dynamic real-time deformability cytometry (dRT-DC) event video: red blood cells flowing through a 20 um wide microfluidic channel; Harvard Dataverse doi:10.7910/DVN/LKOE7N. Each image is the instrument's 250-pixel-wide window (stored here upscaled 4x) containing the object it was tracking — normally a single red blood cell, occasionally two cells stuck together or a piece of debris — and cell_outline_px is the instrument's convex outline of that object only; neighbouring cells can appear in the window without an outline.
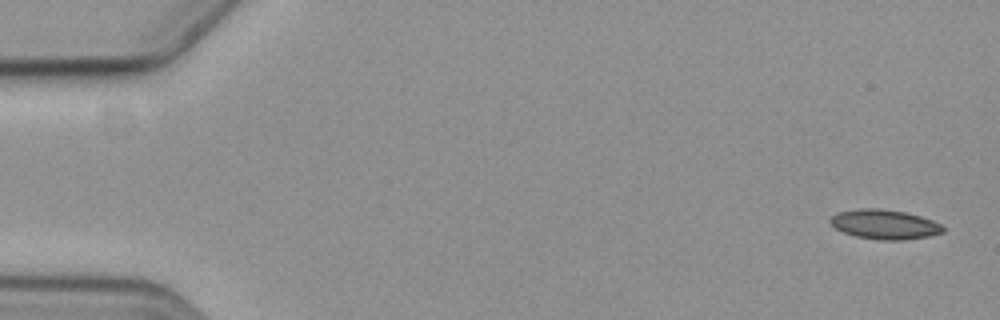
{"species": "common noctule bat (a hibernating species)", "species_latin": "Nyctalus noctula", "temperature_condition": "cold", "stored_images_in_passage": 15, "camera_frame_rate_fps": 3000, "um_per_image_px": 0.085, "animal": {"sex": "female", "body_mass_g": 19.3, "forearm_length_mm": 54.1}, "frame": {"image": 1, "passage_image": 1, "time_ms": 0.0, "image_size_px": [1000, 320], "cell_outline_px": [[944, 232], [928, 236], [904, 240], [880, 240], [856, 236], [844, 232], [836, 228], [828, 220], [832, 216], [840, 212], [860, 208], [880, 208], [904, 212], [920, 216], [932, 220], [940, 224], [944, 228]], "centroid_in_image_um": [75.2, 19.07], "position_along_channel_um": 9.8, "area_um2": 19.25}}
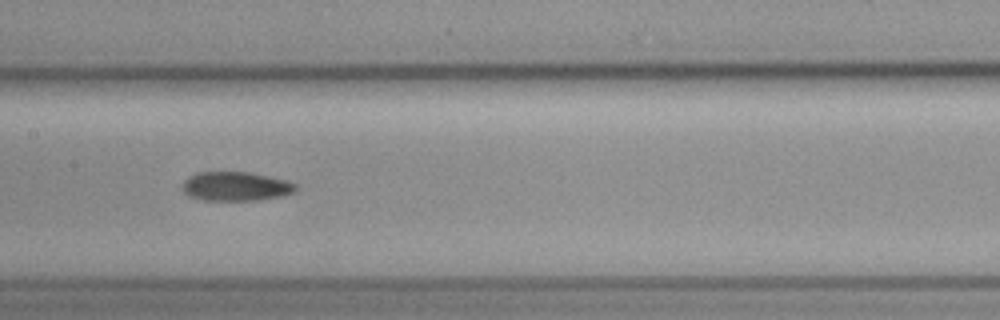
{"frame": {"image": 2, "passage_image": 8, "time_ms": 9.0, "image_size_px": [1000, 320], "cell_outline_px": [[296, 192], [280, 196], [260, 200], [204, 200], [188, 196], [180, 188], [184, 180], [188, 176], [200, 172], [248, 172], [268, 176], [284, 180], [296, 184]], "centroid_in_image_um": [20.0, 15.84], "position_along_channel_um": 187.4, "area_um2": 19.25}}
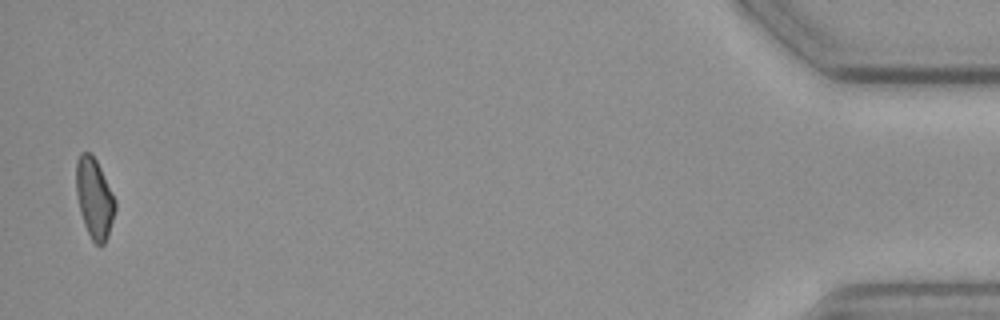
{"frame": {"image": 3, "passage_image": 15, "time_ms": 18.333, "image_size_px": [1000, 320], "cell_outline_px": [[116, 208], [108, 236], [104, 244], [100, 248], [92, 240], [84, 224], [80, 212], [76, 192], [76, 160], [80, 152], [88, 152], [96, 160], [116, 200]], "centroid_in_image_um": [8.02, 16.87], "position_along_channel_um": 427.2, "area_um2": 18.21}}